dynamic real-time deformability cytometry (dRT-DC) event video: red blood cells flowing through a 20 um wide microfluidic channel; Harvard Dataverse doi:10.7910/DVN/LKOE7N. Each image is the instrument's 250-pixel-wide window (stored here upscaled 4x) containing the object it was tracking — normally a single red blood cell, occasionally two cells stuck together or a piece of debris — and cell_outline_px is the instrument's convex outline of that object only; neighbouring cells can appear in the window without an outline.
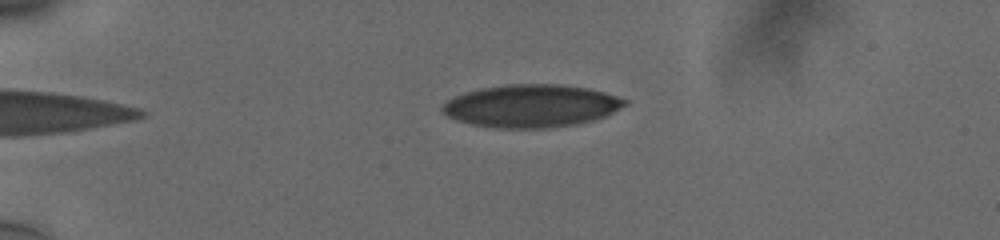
{"species": "human", "species_latin": "Homo sapiens", "temperature_condition": "cold", "stored_images_in_passage": 7, "camera_frame_rate_fps": 3000, "um_per_image_px": 0.085, "donor": {"sex": "male"}, "frame": {"image": 1, "passage_image": 1, "time_ms": 0.0, "image_size_px": [1000, 240], "cell_outline_px": [[628, 104], [604, 116], [592, 120], [576, 124], [548, 128], [496, 128], [472, 124], [456, 120], [448, 116], [440, 108], [448, 100], [464, 92], [484, 88], [508, 84], [560, 84], [588, 88], [604, 92], [628, 100]], "centroid_in_image_um": [45.17, 9.0], "position_along_channel_um": 39.8, "area_um2": 45.2}}